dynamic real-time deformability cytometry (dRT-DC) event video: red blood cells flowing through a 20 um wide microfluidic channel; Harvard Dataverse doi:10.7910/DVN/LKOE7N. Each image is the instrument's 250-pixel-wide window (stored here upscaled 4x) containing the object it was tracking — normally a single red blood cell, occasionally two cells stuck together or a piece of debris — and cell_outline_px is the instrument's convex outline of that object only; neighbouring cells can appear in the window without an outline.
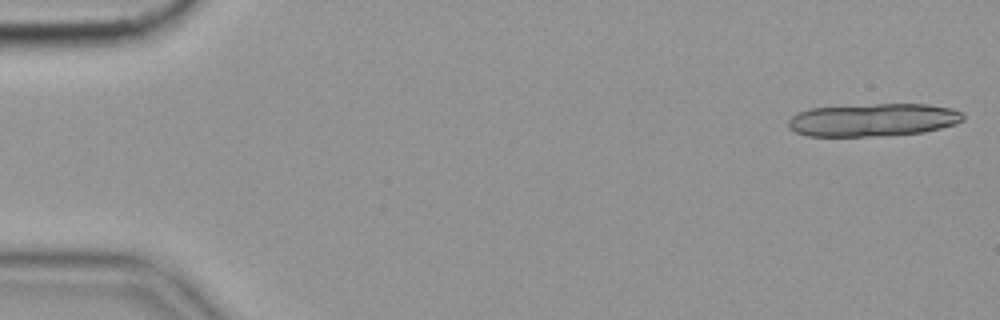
{"species": "common noctule bat (a hibernating species)", "species_latin": "Nyctalus noctula", "temperature_condition": "cold", "stored_images_in_passage": 27, "camera_frame_rate_fps": 3000, "um_per_image_px": 0.085, "animal": {"sex": "female", "body_mass_g": 19.9}, "frame": {"image": 1, "passage_image": 1, "time_ms": 0.0, "image_size_px": [1000, 320], "cell_outline_px": [[964, 120], [940, 128], [924, 132], [872, 136], [808, 136], [796, 132], [788, 124], [788, 120], [796, 112], [808, 108], [872, 104], [928, 104], [952, 108], [964, 112]], "centroid_in_image_um": [74.21, 10.18], "position_along_channel_um": 10.8, "area_um2": 33.52}}